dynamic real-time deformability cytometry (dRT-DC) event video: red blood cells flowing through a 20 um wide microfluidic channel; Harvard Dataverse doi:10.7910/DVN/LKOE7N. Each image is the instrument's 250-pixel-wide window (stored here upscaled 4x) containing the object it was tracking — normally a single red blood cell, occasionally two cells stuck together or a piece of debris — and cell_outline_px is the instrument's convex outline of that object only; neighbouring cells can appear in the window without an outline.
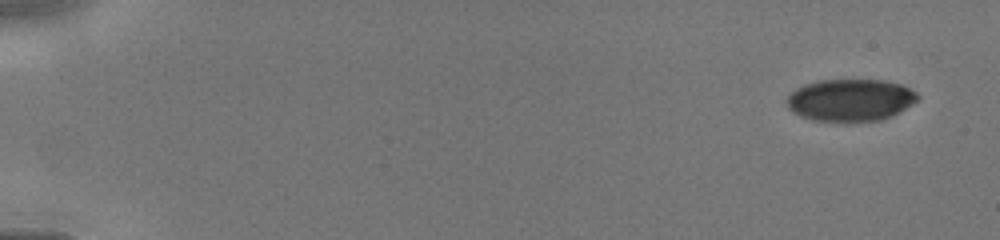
{"species": "human", "species_latin": "Homo sapiens", "temperature_condition": "cold", "stored_images_in_passage": 8, "camera_frame_rate_fps": 3000, "um_per_image_px": 0.085, "donor": {"sex": "male"}, "frame": {"image": 1, "passage_image": 1, "time_ms": 0.0, "image_size_px": [1000, 240], "cell_outline_px": [[920, 96], [912, 104], [892, 116], [880, 120], [848, 124], [844, 124], [812, 120], [800, 116], [788, 108], [788, 96], [796, 88], [804, 84], [820, 80], [888, 80], [900, 84], [916, 92]], "centroid_in_image_um": [72.28, 8.54], "position_along_channel_um": 12.7, "area_um2": 32.77}}
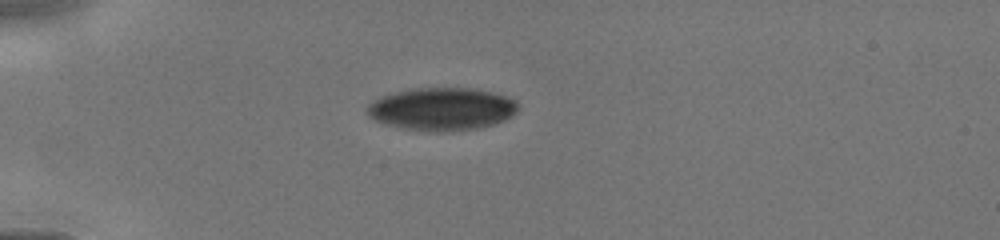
{"frame": {"image": 2, "passage_image": 6, "time_ms": 3.667, "image_size_px": [1000, 240], "cell_outline_px": [[520, 108], [512, 116], [504, 120], [480, 128], [440, 132], [436, 132], [404, 128], [388, 124], [376, 120], [368, 116], [368, 104], [380, 96], [396, 92], [416, 88], [476, 88], [492, 92], [516, 100], [520, 104]], "centroid_in_image_um": [37.61, 9.26], "position_along_channel_um": 47.4, "area_um2": 37.51}}
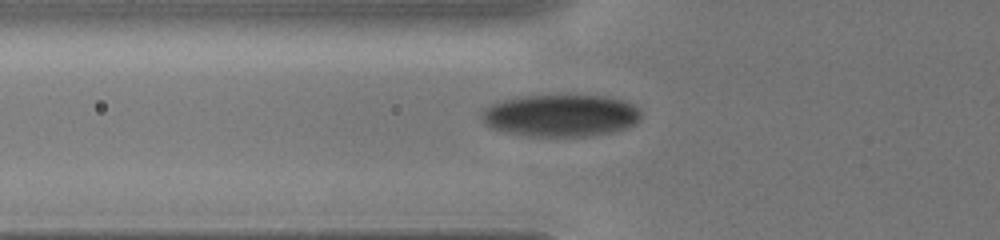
{"frame": {"image": 3, "passage_image": 8, "time_ms": 5.0, "image_size_px": [1000, 240], "cell_outline_px": [[640, 120], [636, 124], [612, 132], [588, 136], [536, 136], [508, 132], [488, 128], [480, 116], [484, 108], [500, 100], [524, 96], [604, 96], [624, 100], [632, 104], [640, 112]], "centroid_in_image_um": [47.64, 9.82], "position_along_channel_um": 78.2, "area_um2": 38.96}}